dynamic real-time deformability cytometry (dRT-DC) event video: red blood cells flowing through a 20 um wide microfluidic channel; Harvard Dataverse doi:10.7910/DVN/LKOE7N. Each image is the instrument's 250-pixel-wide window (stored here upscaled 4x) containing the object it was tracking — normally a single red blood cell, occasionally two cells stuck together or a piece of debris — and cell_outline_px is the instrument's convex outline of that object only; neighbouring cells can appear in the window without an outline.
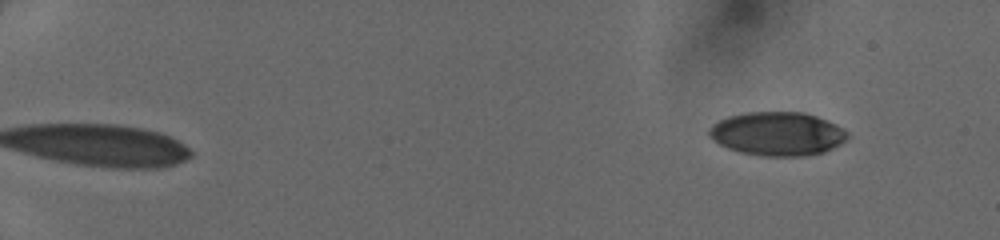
{"species": "human", "species_latin": "Homo sapiens", "temperature_condition": "cold", "stored_images_in_passage": 46, "camera_frame_rate_fps": 3000, "um_per_image_px": 0.085, "donor": {"sex": "female"}, "frame": {"image": 1, "passage_image": 1, "time_ms": 0.0, "image_size_px": [1000, 240], "cell_outline_px": [[848, 136], [840, 144], [824, 152], [804, 156], [760, 156], [740, 152], [728, 148], [712, 140], [708, 136], [708, 128], [712, 124], [728, 116], [744, 112], [804, 112], [816, 116], [836, 124], [848, 132]], "centroid_in_image_um": [66.05, 11.37], "position_along_channel_um": 19.0, "area_um2": 35.37}}
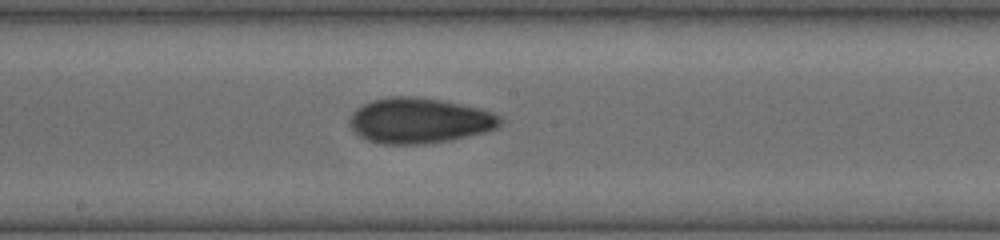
{"frame": {"image": 2, "passage_image": 26, "time_ms": 8.333, "image_size_px": [1000, 240], "cell_outline_px": [[500, 124], [496, 128], [484, 132], [452, 140], [424, 144], [384, 144], [368, 140], [360, 136], [348, 124], [348, 120], [352, 112], [356, 108], [372, 100], [388, 96], [416, 96], [440, 100], [480, 108], [492, 112], [500, 116]], "centroid_in_image_um": [35.61, 10.25], "position_along_channel_um": 212.6, "area_um2": 39.88}}
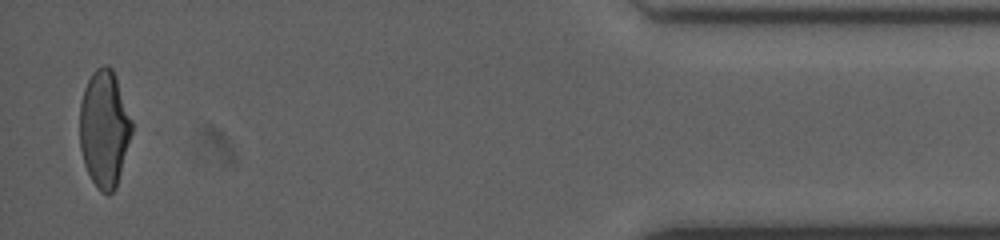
{"frame": {"image": 3, "passage_image": 45, "time_ms": 14.667, "image_size_px": [1000, 240], "cell_outline_px": [[132, 132], [116, 188], [108, 196], [100, 192], [92, 180], [84, 164], [80, 148], [80, 104], [84, 88], [92, 72], [96, 68], [104, 64], [112, 68], [132, 120]], "centroid_in_image_um": [8.85, 10.96], "position_along_channel_um": 426.3, "area_um2": 35.37}}